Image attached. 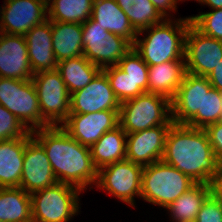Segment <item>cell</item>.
I'll use <instances>...</instances> for the list:
<instances>
[{"label":"cell","instance_id":"1","mask_svg":"<svg viewBox=\"0 0 222 222\" xmlns=\"http://www.w3.org/2000/svg\"><path fill=\"white\" fill-rule=\"evenodd\" d=\"M32 137L44 148L58 183L73 185L82 191L88 185H96L98 170L90 147L81 145L59 125L34 130Z\"/></svg>","mask_w":222,"mask_h":222},{"label":"cell","instance_id":"2","mask_svg":"<svg viewBox=\"0 0 222 222\" xmlns=\"http://www.w3.org/2000/svg\"><path fill=\"white\" fill-rule=\"evenodd\" d=\"M162 161L194 182L206 184H209L220 162L204 129L176 123L167 133Z\"/></svg>","mask_w":222,"mask_h":222},{"label":"cell","instance_id":"3","mask_svg":"<svg viewBox=\"0 0 222 222\" xmlns=\"http://www.w3.org/2000/svg\"><path fill=\"white\" fill-rule=\"evenodd\" d=\"M174 22L170 18L164 19L137 33L133 49L148 66L167 61H184L185 36L191 19L180 18ZM144 31L148 32V36L139 39L138 36Z\"/></svg>","mask_w":222,"mask_h":222},{"label":"cell","instance_id":"4","mask_svg":"<svg viewBox=\"0 0 222 222\" xmlns=\"http://www.w3.org/2000/svg\"><path fill=\"white\" fill-rule=\"evenodd\" d=\"M195 184L189 176L160 160L143 167L140 197L166 208Z\"/></svg>","mask_w":222,"mask_h":222},{"label":"cell","instance_id":"5","mask_svg":"<svg viewBox=\"0 0 222 222\" xmlns=\"http://www.w3.org/2000/svg\"><path fill=\"white\" fill-rule=\"evenodd\" d=\"M173 123L171 100L158 94L145 92L119 108V126L126 134Z\"/></svg>","mask_w":222,"mask_h":222},{"label":"cell","instance_id":"6","mask_svg":"<svg viewBox=\"0 0 222 222\" xmlns=\"http://www.w3.org/2000/svg\"><path fill=\"white\" fill-rule=\"evenodd\" d=\"M81 189L66 183L30 194L33 222H68L79 212Z\"/></svg>","mask_w":222,"mask_h":222},{"label":"cell","instance_id":"7","mask_svg":"<svg viewBox=\"0 0 222 222\" xmlns=\"http://www.w3.org/2000/svg\"><path fill=\"white\" fill-rule=\"evenodd\" d=\"M0 105L14 114L30 132L49 127L41 116L32 80L0 77Z\"/></svg>","mask_w":222,"mask_h":222},{"label":"cell","instance_id":"8","mask_svg":"<svg viewBox=\"0 0 222 222\" xmlns=\"http://www.w3.org/2000/svg\"><path fill=\"white\" fill-rule=\"evenodd\" d=\"M39 101L40 113L49 126L63 124L70 114V94L60 73L43 71L32 77Z\"/></svg>","mask_w":222,"mask_h":222},{"label":"cell","instance_id":"9","mask_svg":"<svg viewBox=\"0 0 222 222\" xmlns=\"http://www.w3.org/2000/svg\"><path fill=\"white\" fill-rule=\"evenodd\" d=\"M102 71L120 103L148 92V65L133 48L117 65Z\"/></svg>","mask_w":222,"mask_h":222},{"label":"cell","instance_id":"10","mask_svg":"<svg viewBox=\"0 0 222 222\" xmlns=\"http://www.w3.org/2000/svg\"><path fill=\"white\" fill-rule=\"evenodd\" d=\"M211 87L206 76L186 72L171 100L173 122L202 129L203 89H210Z\"/></svg>","mask_w":222,"mask_h":222},{"label":"cell","instance_id":"11","mask_svg":"<svg viewBox=\"0 0 222 222\" xmlns=\"http://www.w3.org/2000/svg\"><path fill=\"white\" fill-rule=\"evenodd\" d=\"M143 166L129 160L112 163L98 171L96 187L134 206V196H141Z\"/></svg>","mask_w":222,"mask_h":222},{"label":"cell","instance_id":"12","mask_svg":"<svg viewBox=\"0 0 222 222\" xmlns=\"http://www.w3.org/2000/svg\"><path fill=\"white\" fill-rule=\"evenodd\" d=\"M221 60L222 41L203 34L190 23L185 36L186 72L207 77Z\"/></svg>","mask_w":222,"mask_h":222},{"label":"cell","instance_id":"13","mask_svg":"<svg viewBox=\"0 0 222 222\" xmlns=\"http://www.w3.org/2000/svg\"><path fill=\"white\" fill-rule=\"evenodd\" d=\"M6 2V3H5ZM0 14V32L25 35L48 20L47 0H5Z\"/></svg>","mask_w":222,"mask_h":222},{"label":"cell","instance_id":"14","mask_svg":"<svg viewBox=\"0 0 222 222\" xmlns=\"http://www.w3.org/2000/svg\"><path fill=\"white\" fill-rule=\"evenodd\" d=\"M119 126V110L69 114L61 127L81 145L91 147L105 132Z\"/></svg>","mask_w":222,"mask_h":222},{"label":"cell","instance_id":"15","mask_svg":"<svg viewBox=\"0 0 222 222\" xmlns=\"http://www.w3.org/2000/svg\"><path fill=\"white\" fill-rule=\"evenodd\" d=\"M120 105L107 75L102 70L84 88L70 94V114L119 110Z\"/></svg>","mask_w":222,"mask_h":222},{"label":"cell","instance_id":"16","mask_svg":"<svg viewBox=\"0 0 222 222\" xmlns=\"http://www.w3.org/2000/svg\"><path fill=\"white\" fill-rule=\"evenodd\" d=\"M171 125H159L127 134L126 160L143 167L162 160Z\"/></svg>","mask_w":222,"mask_h":222},{"label":"cell","instance_id":"17","mask_svg":"<svg viewBox=\"0 0 222 222\" xmlns=\"http://www.w3.org/2000/svg\"><path fill=\"white\" fill-rule=\"evenodd\" d=\"M58 183L44 148L34 139L26 144L20 187L27 193Z\"/></svg>","mask_w":222,"mask_h":222},{"label":"cell","instance_id":"18","mask_svg":"<svg viewBox=\"0 0 222 222\" xmlns=\"http://www.w3.org/2000/svg\"><path fill=\"white\" fill-rule=\"evenodd\" d=\"M33 75L25 36L0 32V77L31 80Z\"/></svg>","mask_w":222,"mask_h":222},{"label":"cell","instance_id":"19","mask_svg":"<svg viewBox=\"0 0 222 222\" xmlns=\"http://www.w3.org/2000/svg\"><path fill=\"white\" fill-rule=\"evenodd\" d=\"M24 36L33 73L55 70L58 61L53 51L51 21L34 26Z\"/></svg>","mask_w":222,"mask_h":222},{"label":"cell","instance_id":"20","mask_svg":"<svg viewBox=\"0 0 222 222\" xmlns=\"http://www.w3.org/2000/svg\"><path fill=\"white\" fill-rule=\"evenodd\" d=\"M32 132L24 137L0 141V188L20 187L26 144Z\"/></svg>","mask_w":222,"mask_h":222},{"label":"cell","instance_id":"21","mask_svg":"<svg viewBox=\"0 0 222 222\" xmlns=\"http://www.w3.org/2000/svg\"><path fill=\"white\" fill-rule=\"evenodd\" d=\"M91 18L96 21V25L134 45L137 32L116 0H94Z\"/></svg>","mask_w":222,"mask_h":222},{"label":"cell","instance_id":"22","mask_svg":"<svg viewBox=\"0 0 222 222\" xmlns=\"http://www.w3.org/2000/svg\"><path fill=\"white\" fill-rule=\"evenodd\" d=\"M186 73L185 61H167L148 66V93L170 100L176 94Z\"/></svg>","mask_w":222,"mask_h":222},{"label":"cell","instance_id":"23","mask_svg":"<svg viewBox=\"0 0 222 222\" xmlns=\"http://www.w3.org/2000/svg\"><path fill=\"white\" fill-rule=\"evenodd\" d=\"M104 41L88 42L83 46V56L101 69L115 66L133 48L124 38L109 33Z\"/></svg>","mask_w":222,"mask_h":222},{"label":"cell","instance_id":"24","mask_svg":"<svg viewBox=\"0 0 222 222\" xmlns=\"http://www.w3.org/2000/svg\"><path fill=\"white\" fill-rule=\"evenodd\" d=\"M52 44L56 60L83 55L82 24L51 21Z\"/></svg>","mask_w":222,"mask_h":222},{"label":"cell","instance_id":"25","mask_svg":"<svg viewBox=\"0 0 222 222\" xmlns=\"http://www.w3.org/2000/svg\"><path fill=\"white\" fill-rule=\"evenodd\" d=\"M126 139L127 134L120 126H117L105 132L90 147L92 161L98 171L107 165L126 159Z\"/></svg>","mask_w":222,"mask_h":222},{"label":"cell","instance_id":"26","mask_svg":"<svg viewBox=\"0 0 222 222\" xmlns=\"http://www.w3.org/2000/svg\"><path fill=\"white\" fill-rule=\"evenodd\" d=\"M56 70L60 73L68 93L72 94L89 84L102 69L82 55L59 61Z\"/></svg>","mask_w":222,"mask_h":222},{"label":"cell","instance_id":"27","mask_svg":"<svg viewBox=\"0 0 222 222\" xmlns=\"http://www.w3.org/2000/svg\"><path fill=\"white\" fill-rule=\"evenodd\" d=\"M0 221L33 222L30 194L21 187L0 188Z\"/></svg>","mask_w":222,"mask_h":222},{"label":"cell","instance_id":"28","mask_svg":"<svg viewBox=\"0 0 222 222\" xmlns=\"http://www.w3.org/2000/svg\"><path fill=\"white\" fill-rule=\"evenodd\" d=\"M210 196L209 184L196 183L188 191L167 205L172 220L175 222H195L197 213Z\"/></svg>","mask_w":222,"mask_h":222},{"label":"cell","instance_id":"29","mask_svg":"<svg viewBox=\"0 0 222 222\" xmlns=\"http://www.w3.org/2000/svg\"><path fill=\"white\" fill-rule=\"evenodd\" d=\"M94 0H47L48 20L81 23L92 15Z\"/></svg>","mask_w":222,"mask_h":222},{"label":"cell","instance_id":"30","mask_svg":"<svg viewBox=\"0 0 222 222\" xmlns=\"http://www.w3.org/2000/svg\"><path fill=\"white\" fill-rule=\"evenodd\" d=\"M116 2L137 33L164 20L150 0H116Z\"/></svg>","mask_w":222,"mask_h":222},{"label":"cell","instance_id":"31","mask_svg":"<svg viewBox=\"0 0 222 222\" xmlns=\"http://www.w3.org/2000/svg\"><path fill=\"white\" fill-rule=\"evenodd\" d=\"M222 92L216 88L203 89L202 129L219 122L222 114Z\"/></svg>","mask_w":222,"mask_h":222},{"label":"cell","instance_id":"32","mask_svg":"<svg viewBox=\"0 0 222 222\" xmlns=\"http://www.w3.org/2000/svg\"><path fill=\"white\" fill-rule=\"evenodd\" d=\"M190 19L203 34L222 41V8L191 16Z\"/></svg>","mask_w":222,"mask_h":222},{"label":"cell","instance_id":"33","mask_svg":"<svg viewBox=\"0 0 222 222\" xmlns=\"http://www.w3.org/2000/svg\"><path fill=\"white\" fill-rule=\"evenodd\" d=\"M28 132L14 114L0 105V141L21 138Z\"/></svg>","mask_w":222,"mask_h":222},{"label":"cell","instance_id":"34","mask_svg":"<svg viewBox=\"0 0 222 222\" xmlns=\"http://www.w3.org/2000/svg\"><path fill=\"white\" fill-rule=\"evenodd\" d=\"M195 222H222V203L210 195L197 213Z\"/></svg>","mask_w":222,"mask_h":222},{"label":"cell","instance_id":"35","mask_svg":"<svg viewBox=\"0 0 222 222\" xmlns=\"http://www.w3.org/2000/svg\"><path fill=\"white\" fill-rule=\"evenodd\" d=\"M109 32L100 25H96L91 17L82 24V40L83 46L88 42L104 41Z\"/></svg>","mask_w":222,"mask_h":222},{"label":"cell","instance_id":"36","mask_svg":"<svg viewBox=\"0 0 222 222\" xmlns=\"http://www.w3.org/2000/svg\"><path fill=\"white\" fill-rule=\"evenodd\" d=\"M216 157L222 161V124L217 122L205 129Z\"/></svg>","mask_w":222,"mask_h":222},{"label":"cell","instance_id":"37","mask_svg":"<svg viewBox=\"0 0 222 222\" xmlns=\"http://www.w3.org/2000/svg\"><path fill=\"white\" fill-rule=\"evenodd\" d=\"M210 195L222 203V161L209 182Z\"/></svg>","mask_w":222,"mask_h":222},{"label":"cell","instance_id":"38","mask_svg":"<svg viewBox=\"0 0 222 222\" xmlns=\"http://www.w3.org/2000/svg\"><path fill=\"white\" fill-rule=\"evenodd\" d=\"M150 1L153 3L154 7L160 13V15L164 19H167L169 17V15L167 14L168 13L167 11L176 12V7H177L176 4L179 0H150Z\"/></svg>","mask_w":222,"mask_h":222},{"label":"cell","instance_id":"39","mask_svg":"<svg viewBox=\"0 0 222 222\" xmlns=\"http://www.w3.org/2000/svg\"><path fill=\"white\" fill-rule=\"evenodd\" d=\"M207 78L213 88L222 92V60L216 65Z\"/></svg>","mask_w":222,"mask_h":222},{"label":"cell","instance_id":"40","mask_svg":"<svg viewBox=\"0 0 222 222\" xmlns=\"http://www.w3.org/2000/svg\"><path fill=\"white\" fill-rule=\"evenodd\" d=\"M199 3L206 4L211 7V9H220L222 8V0H199Z\"/></svg>","mask_w":222,"mask_h":222},{"label":"cell","instance_id":"41","mask_svg":"<svg viewBox=\"0 0 222 222\" xmlns=\"http://www.w3.org/2000/svg\"><path fill=\"white\" fill-rule=\"evenodd\" d=\"M219 123L222 124V114H221V117H220Z\"/></svg>","mask_w":222,"mask_h":222}]
</instances>
